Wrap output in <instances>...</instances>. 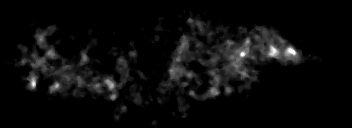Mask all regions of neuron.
Instances as JSON below:
<instances>
[{"mask_svg": "<svg viewBox=\"0 0 352 128\" xmlns=\"http://www.w3.org/2000/svg\"><path fill=\"white\" fill-rule=\"evenodd\" d=\"M288 12H289V15H291V13H294V9H291L290 6H287L286 7ZM184 11H187L186 13H183V17L184 18H189V26L187 27V30L188 32L190 31L191 32V37L190 39L193 40V41H190V39H187V37H183L182 38V41H180L179 43V48L176 49V54L177 56H174V61H175V65L172 67L171 65V70L170 71H165L164 72V77H163V80L165 81H168L169 85L167 87V89H163V93L165 94V104H164V111L172 114H175V109L174 110H170L168 108V105H169V100H168V96H167V93L168 91L170 92L171 89H168L170 87H177V86H181V87H184V92L185 94L188 93L189 97L187 98L188 100L189 99H192L193 97H195V92L193 91H190V83H193V79L191 78L192 76H194V70H188L186 64L189 62V60L194 56L196 55L198 52H200V49L201 51H205L207 53L210 54V56L212 57L211 60L209 61H202L200 60L199 63L202 65H206L208 66V74L207 76H205V80L207 81V85L211 86V95L210 96H217L219 97V95L221 94V91L219 88H218V85L219 83L221 84H224L225 85V82L227 81L226 79H228V76H227V72H225V67L224 65L222 66H219V68H216V70H220V71H215V70H211L209 69L211 66H216L217 64H219V59L217 57V59L215 58V55H223L224 57L227 58V61H228V66L230 67L229 68V71H231V73L236 76L237 78L239 77H242V78H245V82L243 83V87L241 88L240 92L237 93V96L238 95H244V88H246L247 85L252 84V81L255 79V78H260L262 77V73H259L261 71H259V69H254L255 67L251 65H247V64H244V62L247 60V59H253V60H256V64L257 62L263 60L264 61V65H266V67L269 65V62H268V59L269 58H276V59H279V60H286V63L288 66H290L291 62L293 60H295L296 58L299 57V51L300 49L294 47L293 45H290L288 44V40H286V43H282V45L280 44L281 42V39H282V36H279V31L280 29H276L274 33H272V30L270 27H268V25H264L263 27H259V25L256 24L255 27V31L257 33L256 36H252L251 34L248 35L245 39V41L242 42V44H238V42H234V44H232V41L233 39L235 38L234 36H231V39H228V35H227V32H226V29H224V27H222L221 23L219 25H217V28L223 30V34H222V37L224 38V41L227 40V46H223L220 44V43H215L214 39L216 38L215 35H211V32L210 31H207V28L205 27V24H204V21H198V20H194L193 18H190L191 17V11L188 10V9H184ZM15 11H13L12 13V16L13 17H17V13L19 12L18 10L16 11V14L14 13ZM137 20V17H132L130 18V22L131 23H135V21ZM167 22H163V24L159 27H154L152 26V31L153 29H156V31H160V27L163 28V26H166ZM184 24V22L182 21L181 24H178V29H180V32L182 31L183 32V27L182 25ZM42 25H46L48 27L47 31L44 30L41 31L40 28H38L39 30H36L37 32V41H38V47H43L44 48V55L41 54V56H35V53H30V60H25V61H21V58H17L19 60L20 65H16L13 69H17V71L19 70V68H21V64H23V66H28V62H32L30 64V70L31 71H25L26 73L28 72V76L26 79H24V82L27 81L30 85V87L33 89V90H36L37 89V84L38 82L41 81V77L45 74H50L52 75V79L55 78V82L52 83L51 86H49V89L50 91L54 94V95H58V92H59V95H65V93H68V90H74L75 94H78L81 96L85 94V96H87L88 98H93L92 96H90V92L92 93V88L95 89V87H100V91H97L98 93H104L105 90H110L112 91L113 93H116V94H113V95H110V100L119 104V98H117V96H120L121 95V91L119 89H124V90H128L127 87H124V82L126 83L127 82V78H124V74L122 76V74H119V79H122L121 81V85H120V82H116L115 80L111 79V77H104L102 78V74L101 72L98 73V71H93V72H89V74L87 75H83V76H72L70 75V70L69 68H67V66L69 65L70 61L74 59L75 55L71 54L70 56V59H65V57H60V61H63L65 66H64V69L63 67L61 68V71L60 70V67H57V68H54L52 65H48L46 66V63L49 59L52 60V58H55L57 56V53L54 52L53 50V47L50 46L48 48V46L46 45V36L49 35V30L50 31H53V30H60V35H63L64 34V30L60 29V28H63V26H60L58 24H55L53 25V27H51L49 25V23H45V22H42ZM195 25V26H194ZM197 25V27H196ZM258 26V27H257ZM193 27L194 28H198V29H204L202 31L206 32V37L207 38H213L212 41H211V45H213V48H210L209 46H205V39H203V43L201 46L197 47V41L195 40V36H196V33H192L193 32ZM263 30H266L265 33H262ZM277 31V32H276ZM208 32V33H207ZM47 33V34H46ZM158 33L160 32H156L155 33V37H157L158 39L160 40H164V41H161V45H159V42H155V44L157 43L159 46H163L162 45V42H164V44H166V41H165V37L164 35L166 34H163V37H160V35H158ZM259 33V34H258ZM213 36V37H212ZM72 39L69 40V45H70V48H71V44H74V38H77V37H71ZM262 39L263 41H265L266 44H262ZM25 39L24 40H21L19 41L20 43L19 44H13L12 43V46L11 48H15L17 47L18 50H20L22 53L24 52L25 53ZM57 43H62L63 42V39H57V40H54V42ZM229 41H230V45L228 46L229 44ZM190 43H193V45H190V47L193 46V52L189 54L188 51H190V47L188 48V46H186L187 44H190ZM277 43H278V46H277ZM87 42L85 41V49L84 50V53L85 50H86V47H88V49H90V45L87 46ZM143 44L145 45V42H140L139 40V44H138V47L137 48H140V46ZM16 45V46H15ZM214 45H216L218 47V49H215L214 48ZM259 45V50H258V46ZM111 50L109 49L110 47H108V50L113 53V52H116L115 48H113V46H116V43H111ZM253 51H255L256 53H260L259 57L257 55H253ZM5 58V56L3 57ZM3 58H0V62L2 65L6 66V67H9L10 65H8V62L6 60H2ZM86 60H88L86 58V55H83L82 56V64H78L74 67V70H77L78 68L76 67H82L83 65L85 66V70H89L88 67L86 66H89V65H93L94 64V61L93 60H90L89 62H87ZM267 60V62H266ZM41 62L45 63V67H44V64H41ZM116 65L118 66V68H120L122 70V72L126 73L127 76H129L128 78L131 79V75L130 73H132L133 71V67L136 66V62H133V65L131 68L129 69H126L125 67H123L121 64L126 62L124 57L121 59L119 58L117 61ZM244 64V65H243ZM124 70V71H123ZM257 70V71H256ZM304 69H303V63H302V67L296 69L295 73H301L303 72ZM60 72V73H59ZM150 72H154V75L155 77H157V74H158V71H149L148 73ZM221 73V75L219 74ZM322 74L319 75L320 78L318 79H322L321 77H324L325 75L327 74H331V71L330 69L327 71H321ZM58 75V76H57ZM181 76H185L187 77V80L186 81H177L178 78H181ZM208 76L211 77V79H208ZM56 78H60V80H57ZM125 79V80H124ZM57 80V81H56ZM66 81H75L76 83L80 84V85H84V86H91V91L89 88H83L81 90H78L76 87H69V85H66ZM175 80V84L172 85L173 81ZM284 80L287 81V84H289L288 86L286 87H291L292 86V82H288L289 81V78L287 77L286 79L284 78ZM331 81V82H330ZM202 81H198V84H194V89L195 88H201L200 86H203V83H201ZM115 83H119V87H122V88H117L118 90H115ZM65 84V87L64 89H62V86ZM327 85H330V87H333V82H332V79L329 80V83ZM2 85H0V90H7L8 87L11 88V84L8 82V85H7V88L6 89H2L1 87ZM316 88V91L317 90H320L321 88V91H323V95L326 94V91H325V88L322 89V86H319V84L317 86H315ZM87 90V91H86ZM232 88H227L226 90V95L228 96H231L230 98H232ZM118 93V94H117ZM297 93H301L300 97H305L306 96V92H297ZM202 98H205V97H202L201 94H197V101L200 100V102H202ZM180 102L178 104L177 102V107H180V108H184L183 104H182V98L179 99ZM230 108H232V110L235 112L234 115L235 117H239L238 115V112H237V109L236 106H234V103H230ZM128 110V107L127 105L122 106L121 108V111L124 112ZM151 111L155 112V115L157 116V118H155V121H153V123L151 125H153V127L157 128V123H158V119H165V116H163V110H162V114L159 110V112H157V110H155V107L154 108H150ZM182 119H184V123H188L189 120H187L188 118L186 117V114H183V116L181 117ZM113 121H117V125H115L113 128H120L118 124H121L122 125V122H123V119H119L117 117H114ZM91 121H88L87 119L85 120L84 118H82V123L81 125L79 126V128H84L85 124L88 123ZM177 122V119H175L173 121V128H178L175 124ZM90 125H94V123H91ZM99 128H108V125H100ZM130 128H141L139 125L137 126L136 124L134 125H131ZM326 128H338L336 127V124H334L333 126L332 125H329L327 126Z\"/></svg>", "mask_w": 352, "mask_h": 128, "instance_id": "1", "label": "neuron"}]
</instances>
